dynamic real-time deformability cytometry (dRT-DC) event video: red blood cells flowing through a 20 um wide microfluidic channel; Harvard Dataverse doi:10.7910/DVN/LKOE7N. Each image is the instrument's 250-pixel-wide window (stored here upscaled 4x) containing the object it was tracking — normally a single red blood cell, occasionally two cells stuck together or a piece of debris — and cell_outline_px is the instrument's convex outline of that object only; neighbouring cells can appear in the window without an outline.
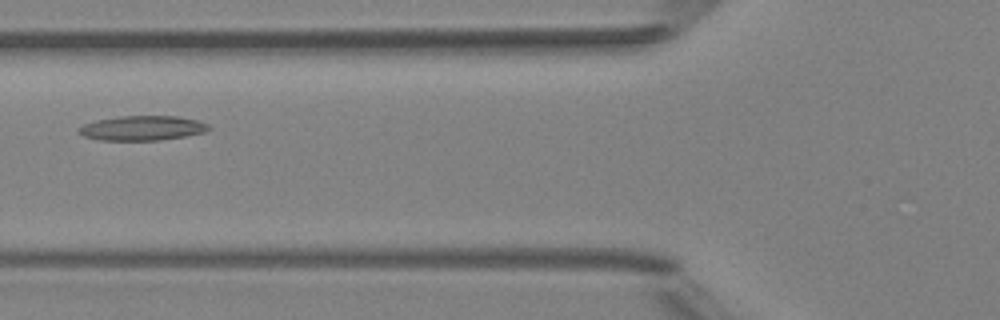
{"species": "Egyptian fruit bat (a non-hibernating species)", "species_latin": "Rousettus aegyptiacus", "temperature_condition": "room temperature", "stored_images_in_passage": 5, "camera_frame_rate_fps": 3000, "um_per_image_px": 0.085, "animal": {"sex": "female"}, "frame": {"image": 1, "passage_image": 5, "time_ms": 4.667, "image_size_px": [1000, 320], "cell_outline_px": [[212, 128], [204, 132], [184, 136], [160, 140], [100, 140], [84, 136], [76, 132], [76, 128], [84, 124], [96, 120], [120, 116], [176, 116], [200, 120], [208, 124]], "centroid_in_image_um": [12.08, 10.88], "position_along_channel_um": 113.7, "area_um2": 18.79}}